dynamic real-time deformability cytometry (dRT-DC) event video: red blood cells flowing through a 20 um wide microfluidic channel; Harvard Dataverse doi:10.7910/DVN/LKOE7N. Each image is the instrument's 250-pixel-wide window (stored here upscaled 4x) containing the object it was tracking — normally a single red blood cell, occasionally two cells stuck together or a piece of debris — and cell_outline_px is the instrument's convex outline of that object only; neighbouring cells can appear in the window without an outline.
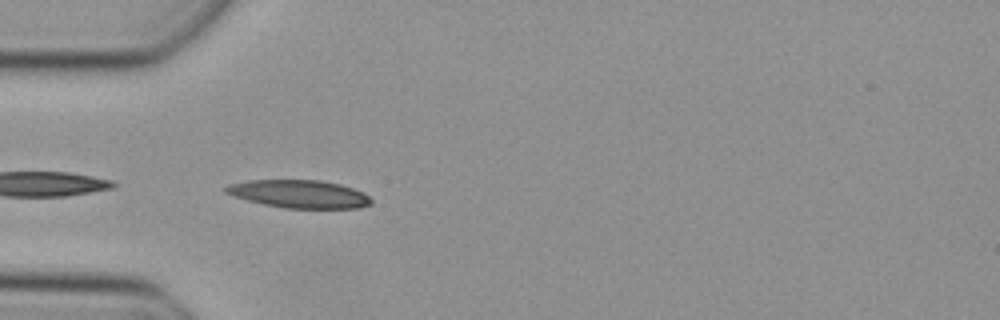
{"species": "Egyptian fruit bat (a non-hibernating species)", "species_latin": "Rousettus aegyptiacus", "temperature_condition": "cold", "stored_images_in_passage": 13, "camera_frame_rate_fps": 3000, "um_per_image_px": 0.085, "animal": {"sex": "female"}, "frame": {"image": 1, "passage_image": 1, "time_ms": 0.0, "image_size_px": [1000, 320], "cell_outline_px": [[372, 204], [360, 208], [284, 208], [264, 204], [248, 200], [224, 192], [224, 188], [228, 184], [248, 180], [320, 180], [340, 184], [364, 192], [372, 200]], "centroid_in_image_um": [25.46, 16.48], "position_along_channel_um": 59.5, "area_um2": 23.64}}
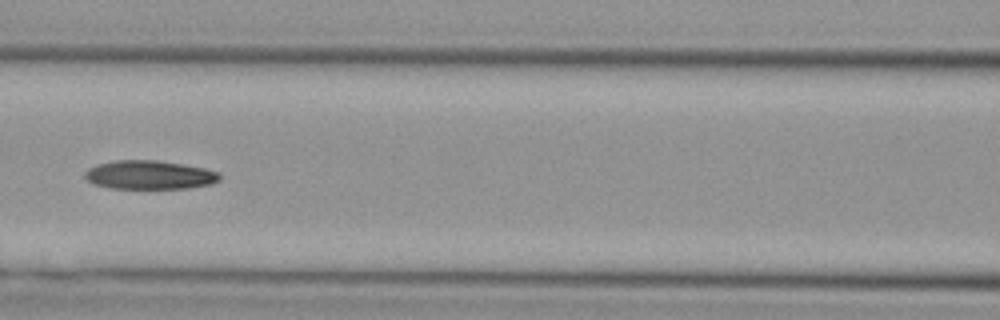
{"frame": {"image": 2, "passage_image": 8, "time_ms": 2.333, "image_size_px": [1000, 320], "cell_outline_px": [[220, 180], [212, 184], [188, 188], [108, 188], [92, 184], [84, 180], [84, 172], [88, 168], [112, 160], [156, 160], [184, 164], [204, 168], [220, 172]], "centroid_in_image_um": [12.68, 14.87], "position_along_channel_um": 153.9, "area_um2": 22.83}}
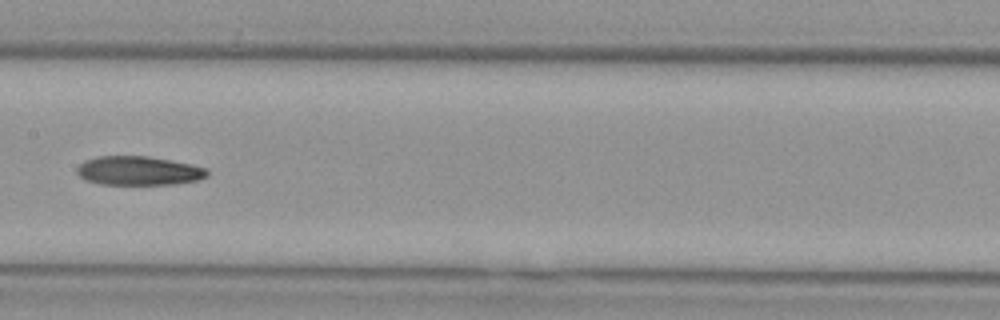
{"frame": {"image": 3, "passage_image": 11, "time_ms": 3.333, "image_size_px": [1000, 320], "cell_outline_px": [[208, 176], [196, 180], [172, 184], [100, 184], [88, 180], [80, 176], [76, 172], [76, 168], [84, 160], [96, 156], [148, 156], [192, 164], [208, 168]], "centroid_in_image_um": [11.78, 14.5], "position_along_channel_um": 195.6, "area_um2": 21.96}}